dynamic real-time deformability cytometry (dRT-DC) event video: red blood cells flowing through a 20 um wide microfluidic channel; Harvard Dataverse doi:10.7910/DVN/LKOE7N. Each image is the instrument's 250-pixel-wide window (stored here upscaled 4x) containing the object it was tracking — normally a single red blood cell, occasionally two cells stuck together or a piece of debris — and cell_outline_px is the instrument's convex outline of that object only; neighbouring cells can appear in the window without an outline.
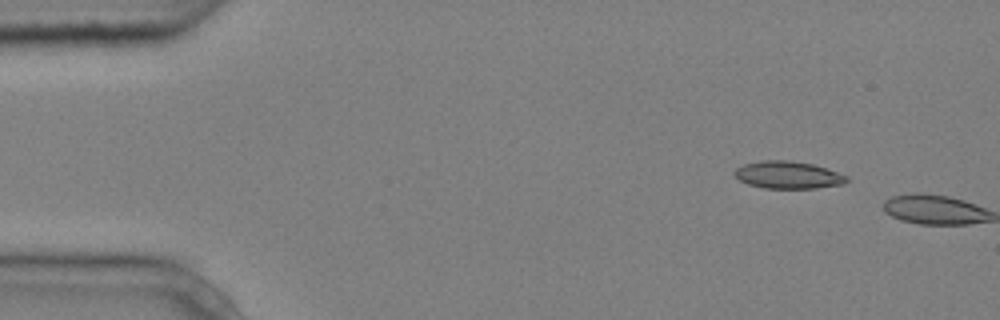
{"species": "common noctule bat (a hibernating species)", "species_latin": "Nyctalus noctula", "temperature_condition": "cold", "stored_images_in_passage": 3, "segment_of_instrument_passage": [2, 2], "camera_frame_rate_fps": 3000, "um_per_image_px": 0.085, "animal": {"sex": "male", "body_mass_g": 20.4}, "frame": {"image": 1, "passage_image": 3, "time_ms": 0.667, "image_size_px": [1000, 320], "cell_outline_px": [[848, 180], [844, 184], [816, 188], [764, 188], [748, 184], [740, 180], [732, 172], [736, 168], [744, 164], [760, 160], [788, 160], [812, 164], [848, 176]], "centroid_in_image_um": [66.96, 14.87], "position_along_channel_um": 18.0, "area_um2": 17.8}}